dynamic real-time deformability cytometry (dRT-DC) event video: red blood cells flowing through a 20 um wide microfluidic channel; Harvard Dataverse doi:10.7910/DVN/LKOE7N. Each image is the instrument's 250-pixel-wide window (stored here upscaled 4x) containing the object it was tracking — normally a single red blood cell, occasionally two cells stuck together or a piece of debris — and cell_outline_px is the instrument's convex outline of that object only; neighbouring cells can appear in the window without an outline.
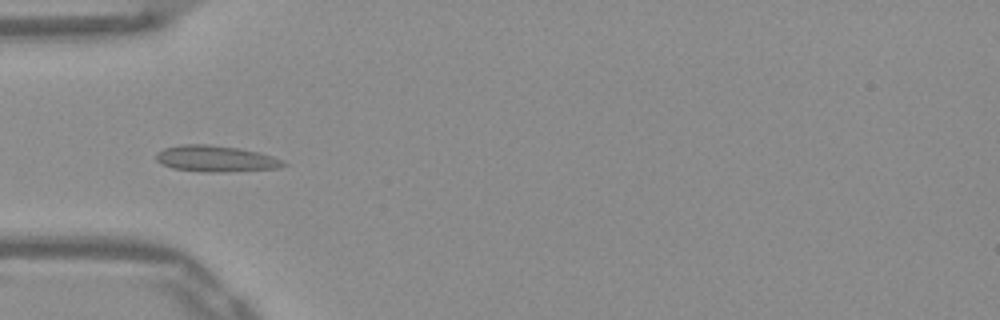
{"species": "Egyptian fruit bat (a non-hibernating species)", "species_latin": "Rousettus aegyptiacus", "temperature_condition": "warm", "stored_images_in_passage": 52, "camera_frame_rate_fps": 3000, "um_per_image_px": 0.085, "frame": {"image": 1, "passage_image": 16, "time_ms": 5.0, "image_size_px": [1000, 320], "cell_outline_px": [[288, 164], [280, 168], [224, 172], [200, 172], [172, 168], [160, 164], [156, 160], [156, 156], [164, 148], [184, 144], [208, 144], [240, 148], [260, 152], [284, 160]], "centroid_in_image_um": [18.38, 13.49], "position_along_channel_um": 66.6, "area_um2": 19.65}}
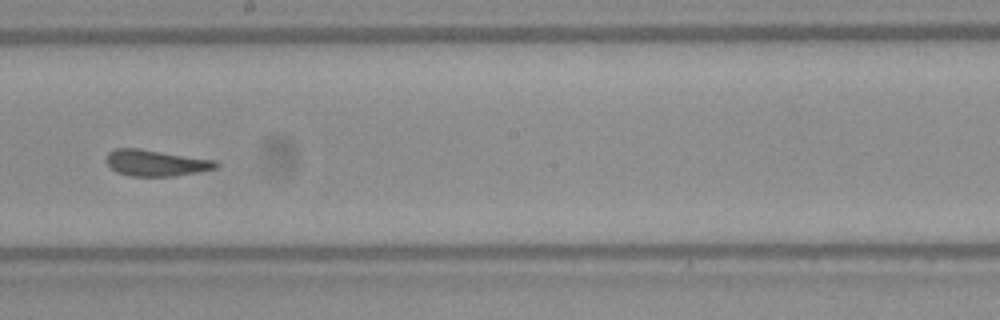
{"frame": {"image": 2, "passage_image": 29, "time_ms": 9.333, "image_size_px": [1000, 320], "cell_outline_px": [[220, 164], [216, 168], [196, 172], [172, 176], [128, 176], [116, 172], [108, 164], [108, 152], [116, 148], [140, 148], [216, 160]], "centroid_in_image_um": [13.26, 13.84], "position_along_channel_um": 234.9, "area_um2": 16.7}}
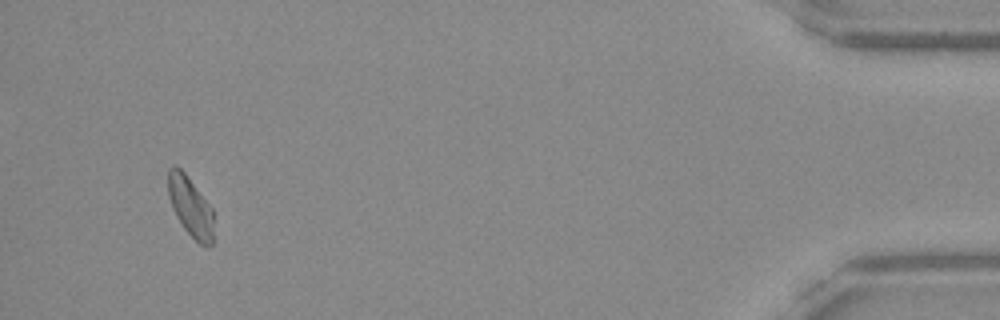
{"frame": {"image": 3, "passage_image": 49, "time_ms": 16.0, "image_size_px": [1000, 320], "cell_outline_px": [[216, 240], [212, 244], [200, 244], [184, 228], [176, 216], [172, 208], [168, 196], [168, 168], [180, 168], [184, 172], [212, 208]], "centroid_in_image_um": [16.22, 17.61], "position_along_channel_um": 419.0, "area_um2": 15.84}, "authors_computed_cell_mechanics": {"area_um2": 17.3111, "velocity_mm_per_s": 3.8794, "shape_relaxation_time_tau1_ms": null, "shape_relaxation_time_tau2_ms": 1.1375, "deformation_change_tau1": null, "deformation_change_tau2": 0.0524}}